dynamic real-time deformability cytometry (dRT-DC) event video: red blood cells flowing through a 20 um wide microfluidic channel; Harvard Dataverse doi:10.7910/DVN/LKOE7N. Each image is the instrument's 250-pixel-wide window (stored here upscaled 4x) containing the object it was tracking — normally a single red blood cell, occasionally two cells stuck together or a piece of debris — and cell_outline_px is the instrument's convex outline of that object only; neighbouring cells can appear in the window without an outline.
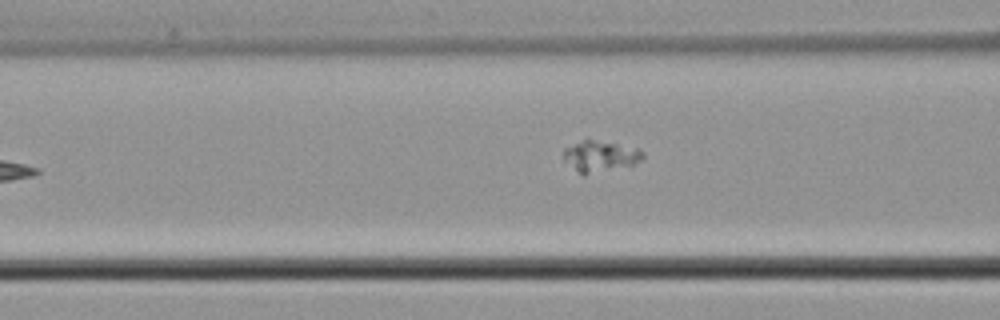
{"species": "common noctule bat (a hibernating species)", "species_latin": "Nyctalus noctula", "temperature_condition": "cold", "stored_images_in_passage": 7, "camera_frame_rate_fps": 3000, "um_per_image_px": 0.085, "animal": {"sex": "male", "body_mass_g": 21.5, "forearm_length_mm": 52.0}, "frame": {"image": 1, "passage_image": 7, "time_ms": 2.0, "image_size_px": [1000, 320], "cell_outline_px": [[644, 156], [640, 160], [632, 164], [584, 176], [564, 160], [564, 148], [584, 140], [592, 140], [640, 148], [644, 152]], "centroid_in_image_um": [51.03, 13.29], "position_along_channel_um": 115.6, "area_um2": 13.99}}